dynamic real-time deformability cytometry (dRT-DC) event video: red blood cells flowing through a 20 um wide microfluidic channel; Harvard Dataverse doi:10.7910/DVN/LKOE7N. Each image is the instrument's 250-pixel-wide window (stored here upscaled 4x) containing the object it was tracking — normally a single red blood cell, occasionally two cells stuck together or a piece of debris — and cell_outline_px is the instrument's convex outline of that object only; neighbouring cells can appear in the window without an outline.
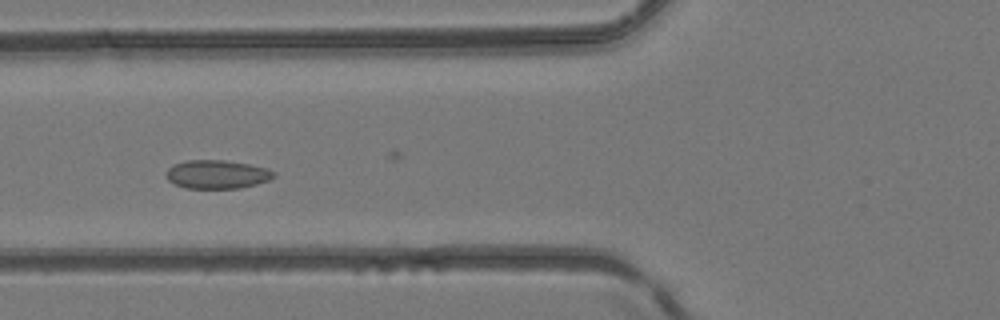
{"species": "common noctule bat (a hibernating species)", "species_latin": "Nyctalus noctula", "temperature_condition": "room temperature", "stored_images_in_passage": 6, "camera_frame_rate_fps": 3000, "um_per_image_px": 0.085, "animal": {"sex": "female", "body_mass_g": 24.6, "forearm_length_mm": 56.2}, "frame": {"image": 1, "passage_image": 5, "time_ms": 1.333, "image_size_px": [1000, 320], "cell_outline_px": [[276, 176], [268, 180], [256, 184], [240, 188], [184, 188], [168, 180], [164, 176], [168, 168], [172, 164], [188, 160], [224, 160], [248, 164], [268, 168], [276, 172]], "centroid_in_image_um": [18.44, 14.81], "position_along_channel_um": 107.4, "area_um2": 18.03}}